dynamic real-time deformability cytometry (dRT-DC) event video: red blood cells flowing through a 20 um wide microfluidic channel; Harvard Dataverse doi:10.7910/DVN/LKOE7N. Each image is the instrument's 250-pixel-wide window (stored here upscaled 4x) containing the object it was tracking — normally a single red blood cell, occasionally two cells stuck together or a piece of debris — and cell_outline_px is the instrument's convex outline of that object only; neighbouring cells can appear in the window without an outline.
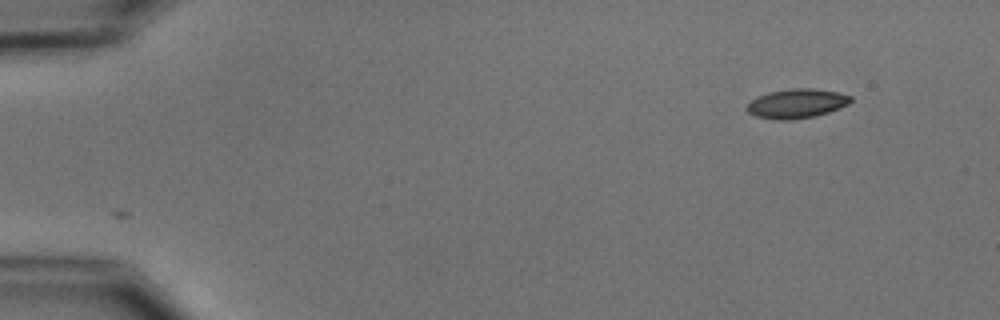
{"species": "common noctule bat (a hibernating species)", "species_latin": "Nyctalus noctula", "temperature_condition": "cold", "stored_images_in_passage": 50, "camera_frame_rate_fps": 3000, "um_per_image_px": 0.085, "animal": {"sex": "male", "body_mass_g": 15.6}, "frame": {"image": 1, "passage_image": 1, "time_ms": 0.0, "image_size_px": [1000, 320], "cell_outline_px": [[852, 100], [848, 104], [828, 112], [812, 116], [792, 120], [776, 120], [756, 116], [748, 112], [748, 104], [756, 96], [768, 92], [788, 88], [812, 88], [836, 92], [852, 96]], "centroid_in_image_um": [67.7, 8.79], "position_along_channel_um": 17.3, "area_um2": 17.63}}
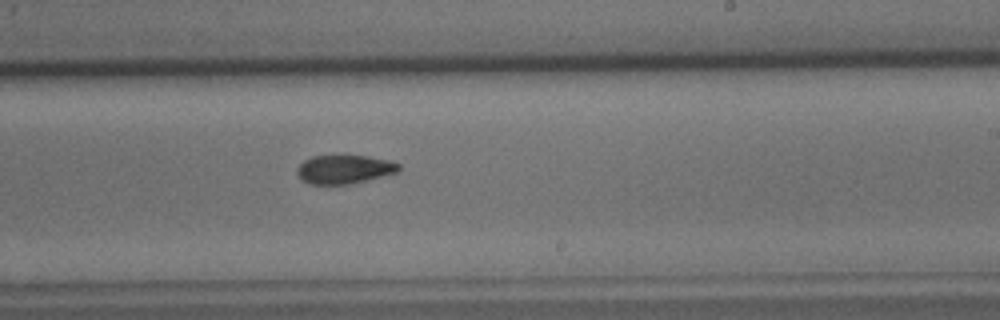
{"frame": {"image": 2, "passage_image": 29, "time_ms": 9.333, "image_size_px": [1000, 320], "cell_outline_px": [[400, 172], [352, 184], [308, 184], [296, 172], [296, 168], [304, 160], [312, 156], [336, 152], [368, 156], [392, 160], [400, 164]], "centroid_in_image_um": [29.3, 14.34], "position_along_channel_um": 259.7, "area_um2": 17.98}}
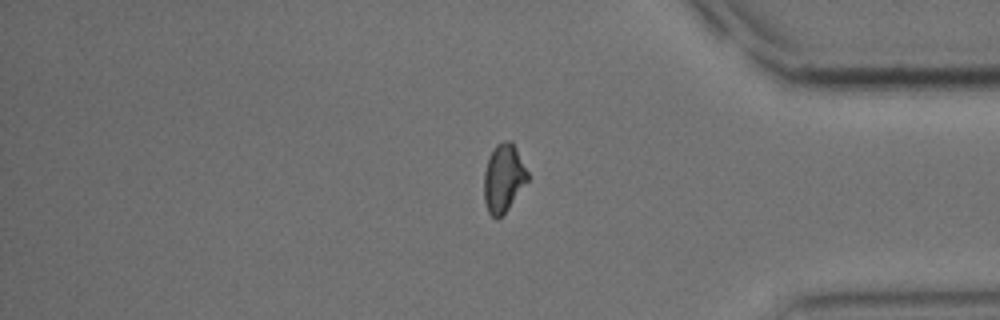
{"frame": {"image": 3, "passage_image": 41, "time_ms": 13.333, "image_size_px": [1000, 320], "cell_outline_px": [[528, 180], [508, 208], [496, 220], [488, 212], [484, 200], [484, 172], [488, 156], [492, 148], [496, 144], [504, 140], [512, 140], [528, 172]], "centroid_in_image_um": [42.78, 15.1], "position_along_channel_um": 392.4, "area_um2": 17.34}, "authors_computed_cell_mechanics": {"area_um2": 17.7157, "velocity_mm_per_s": 3.7627, "shape_relaxation_time_tau1_ms": 6.2795, "shape_relaxation_time_tau2_ms": 3.3195, "deformation_change_tau1": 0.1293, "deformation_change_tau2": 0.0837}}